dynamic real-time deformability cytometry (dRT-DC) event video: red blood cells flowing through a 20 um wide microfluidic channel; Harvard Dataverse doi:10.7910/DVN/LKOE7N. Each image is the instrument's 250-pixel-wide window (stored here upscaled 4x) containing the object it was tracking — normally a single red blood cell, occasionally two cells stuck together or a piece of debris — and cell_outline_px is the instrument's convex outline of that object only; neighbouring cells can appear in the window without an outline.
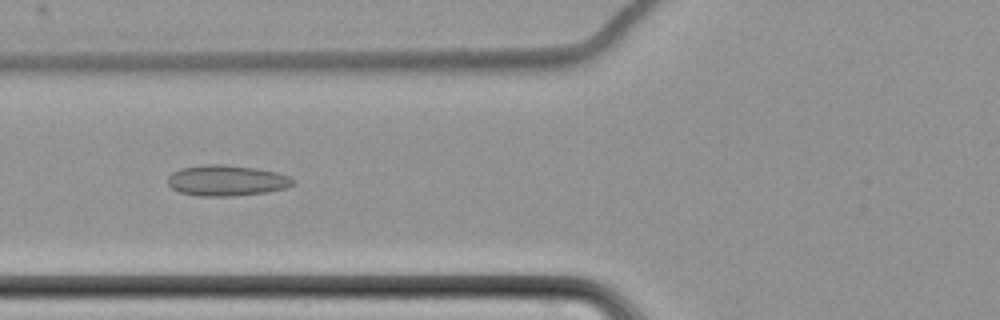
{"species": "common noctule bat (a hibernating species)", "species_latin": "Nyctalus noctula", "temperature_condition": "cold", "stored_images_in_passage": 11, "camera_frame_rate_fps": 3000, "um_per_image_px": 0.085, "animal": {"sex": "female", "body_mass_g": 22.7, "forearm_length_mm": 54.2}, "frame": {"image": 1, "passage_image": 7, "time_ms": 8.667, "image_size_px": [1000, 320], "cell_outline_px": [[292, 184], [284, 188], [268, 192], [232, 196], [200, 196], [180, 192], [172, 188], [168, 184], [168, 176], [172, 172], [180, 168], [204, 164], [224, 164], [256, 168], [276, 172], [288, 176], [292, 180]], "centroid_in_image_um": [19.21, 15.33], "position_along_channel_um": 106.6, "area_um2": 22.37}}
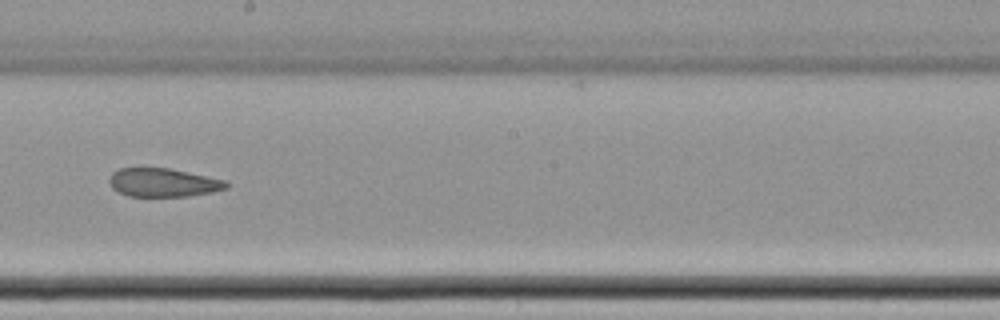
{"frame": {"image": 2, "passage_image": 10, "time_ms": 12.333, "image_size_px": [1000, 320], "cell_outline_px": [[228, 188], [212, 192], [188, 196], [128, 196], [112, 188], [108, 180], [112, 172], [120, 168], [168, 168], [228, 180]], "centroid_in_image_um": [13.89, 15.51], "position_along_channel_um": 234.3, "area_um2": 19.48}}
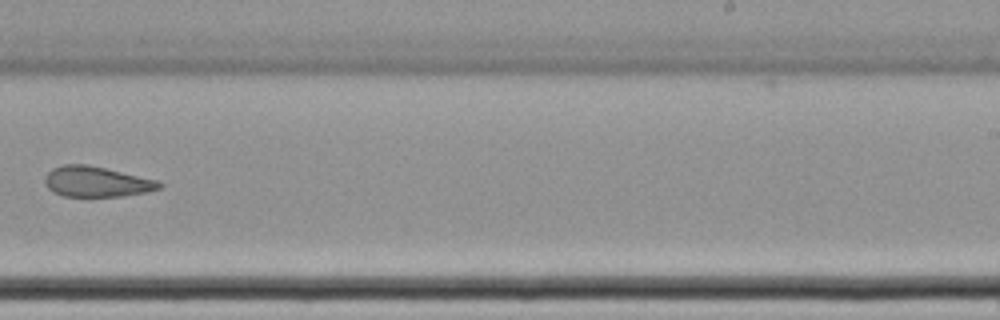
{"frame": {"image": 3, "passage_image": 11, "time_ms": 13.667, "image_size_px": [1000, 320], "cell_outline_px": [[164, 184], [160, 188], [148, 192], [124, 196], [64, 196], [48, 188], [44, 180], [44, 176], [52, 168], [64, 164], [88, 164], [156, 180]], "centroid_in_image_um": [8.2, 15.44], "position_along_channel_um": 280.8, "area_um2": 20.17}}